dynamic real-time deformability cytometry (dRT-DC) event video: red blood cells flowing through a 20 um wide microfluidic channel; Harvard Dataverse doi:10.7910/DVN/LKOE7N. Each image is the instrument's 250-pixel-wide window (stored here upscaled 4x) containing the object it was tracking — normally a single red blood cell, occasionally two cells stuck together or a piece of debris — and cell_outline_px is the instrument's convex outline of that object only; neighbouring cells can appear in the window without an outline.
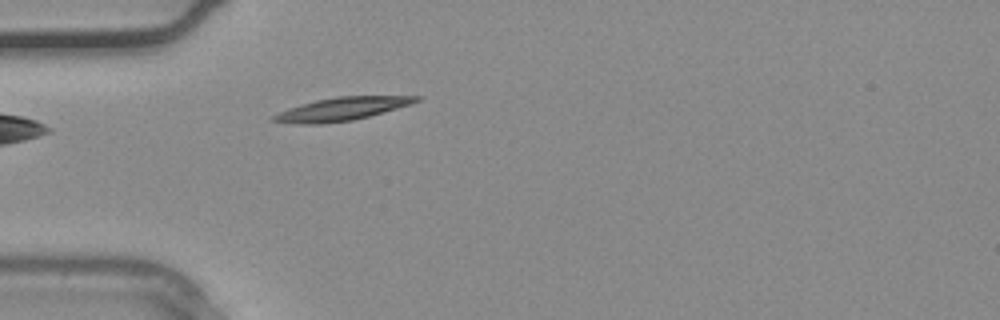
{"species": "common noctule bat (a hibernating species)", "species_latin": "Nyctalus noctula", "temperature_condition": "warm", "stored_images_in_passage": 2, "camera_frame_rate_fps": 3000, "um_per_image_px": 0.085, "animal": {"sex": "male", "body_mass_g": 20.4}, "frame": {"image": 1, "passage_image": 2, "time_ms": 0.333, "image_size_px": [1000, 320], "cell_outline_px": [[420, 100], [412, 104], [368, 116], [352, 120], [320, 124], [300, 124], [268, 120], [272, 116], [288, 108], [300, 104], [316, 100], [336, 96], [420, 96]], "centroid_in_image_um": [29.02, 9.26], "position_along_channel_um": 56.0, "area_um2": 19.07}}